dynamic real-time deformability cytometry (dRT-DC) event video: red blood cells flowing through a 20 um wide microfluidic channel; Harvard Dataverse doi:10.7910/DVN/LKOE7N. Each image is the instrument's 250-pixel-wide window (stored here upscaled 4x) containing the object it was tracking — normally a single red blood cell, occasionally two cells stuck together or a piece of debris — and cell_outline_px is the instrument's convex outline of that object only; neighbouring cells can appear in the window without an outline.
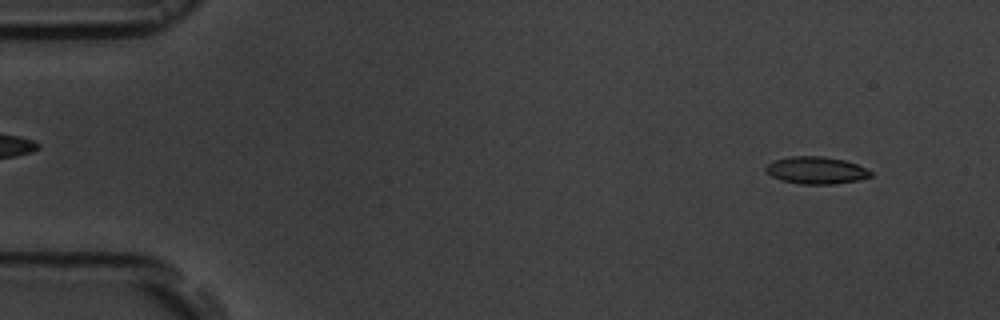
{"species": "common noctule bat (a hibernating species)", "species_latin": "Nyctalus noctula", "temperature_condition": "room temperature", "stored_images_in_passage": 5, "camera_frame_rate_fps": 3000, "um_per_image_px": 0.085, "animal": {"sex": "male", "body_mass_g": 19.5, "forearm_length_mm": 54.6}, "frame": {"image": 1, "passage_image": 1, "time_ms": 0.0, "image_size_px": [1000, 320], "cell_outline_px": [[872, 176], [856, 180], [832, 184], [800, 184], [780, 180], [764, 172], [764, 168], [772, 160], [792, 156], [824, 156], [844, 160], [856, 164], [872, 172]], "centroid_in_image_um": [69.31, 14.47], "position_along_channel_um": 15.7, "area_um2": 16.65}}